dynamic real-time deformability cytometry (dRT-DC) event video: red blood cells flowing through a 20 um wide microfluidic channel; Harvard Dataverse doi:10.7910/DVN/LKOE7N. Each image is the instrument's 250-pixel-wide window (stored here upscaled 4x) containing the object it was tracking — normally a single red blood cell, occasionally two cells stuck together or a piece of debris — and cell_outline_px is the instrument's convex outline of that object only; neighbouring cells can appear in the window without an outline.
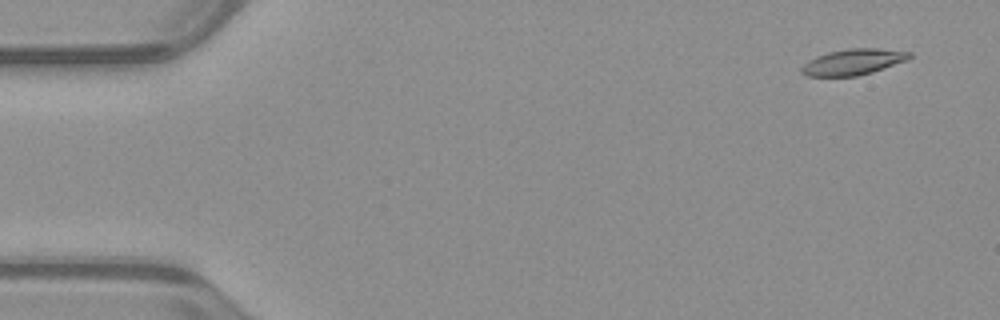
{"species": "common noctule bat (a hibernating species)", "species_latin": "Nyctalus noctula", "temperature_condition": "warm", "stored_images_in_passage": 11, "camera_frame_rate_fps": 3000, "um_per_image_px": 0.085, "animal": {"sex": "male", "body_mass_g": 23.1, "forearm_length_mm": 52.7}, "frame": {"image": 1, "passage_image": 4, "time_ms": 1.0, "image_size_px": [1000, 320], "cell_outline_px": [[912, 56], [908, 60], [872, 72], [856, 76], [804, 76], [800, 72], [800, 68], [808, 60], [816, 56], [828, 52], [848, 48], [876, 48], [912, 52]], "centroid_in_image_um": [72.5, 5.26], "position_along_channel_um": 12.5, "area_um2": 16.42}}